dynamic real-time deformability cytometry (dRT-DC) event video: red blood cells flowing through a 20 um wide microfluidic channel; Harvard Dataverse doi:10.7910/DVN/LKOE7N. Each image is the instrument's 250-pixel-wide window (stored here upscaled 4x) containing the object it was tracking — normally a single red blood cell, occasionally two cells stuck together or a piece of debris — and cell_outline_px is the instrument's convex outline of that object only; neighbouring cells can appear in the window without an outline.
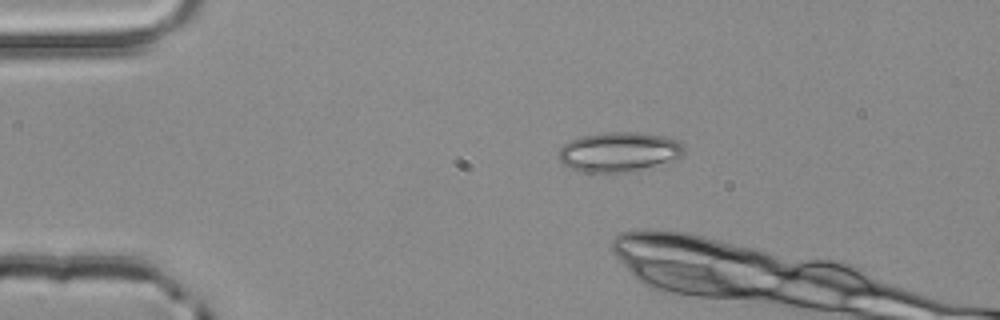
{"species": "common noctule bat (a hibernating species)", "species_latin": "Nyctalus noctula", "temperature_condition": "room temperature", "stored_images_in_passage": 3, "camera_frame_rate_fps": 3000, "um_per_image_px": 0.085, "animal": {"sex": "male", "body_mass_g": 20.4}, "frame": {"image": 1, "passage_image": 3, "time_ms": 0.667, "image_size_px": [1000, 320], "cell_outline_px": [[684, 152], [676, 160], [624, 172], [580, 172], [560, 164], [560, 148], [564, 144], [580, 136], [604, 132], [640, 132], [664, 136], [680, 140], [684, 144]], "centroid_in_image_um": [52.62, 12.9], "position_along_channel_um": 32.4, "area_um2": 29.07}}